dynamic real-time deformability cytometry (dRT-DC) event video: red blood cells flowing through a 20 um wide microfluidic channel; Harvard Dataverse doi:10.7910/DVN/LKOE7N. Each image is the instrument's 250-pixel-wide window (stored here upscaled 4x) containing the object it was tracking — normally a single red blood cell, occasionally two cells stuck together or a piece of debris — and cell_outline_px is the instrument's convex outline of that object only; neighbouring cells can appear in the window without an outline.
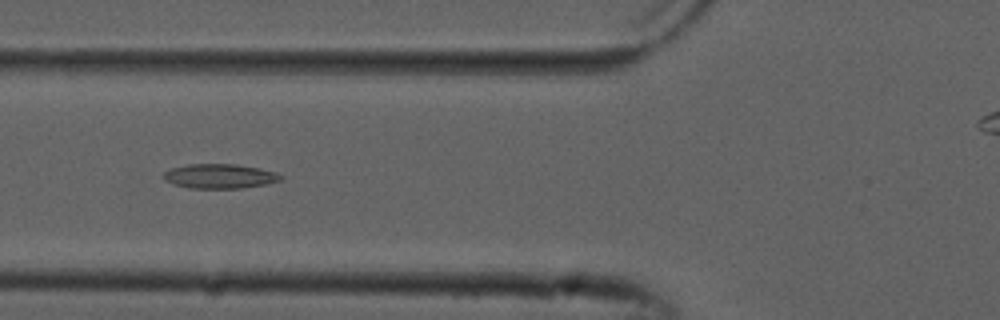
{"species": "common noctule bat (a hibernating species)", "species_latin": "Nyctalus noctula", "temperature_condition": "cold", "stored_images_in_passage": 46, "camera_frame_rate_fps": 3000, "um_per_image_px": 0.085, "animal": {"sex": "male", "forearm_length_mm": 52.5}, "frame": {"image": 1, "passage_image": 18, "time_ms": 5.667, "image_size_px": [1000, 320], "cell_outline_px": [[284, 176], [280, 180], [264, 184], [240, 188], [188, 188], [172, 184], [164, 180], [164, 172], [172, 168], [188, 164], [236, 164], [260, 168], [276, 172]], "centroid_in_image_um": [18.66, 14.97], "position_along_channel_um": 107.1, "area_um2": 16.7}}
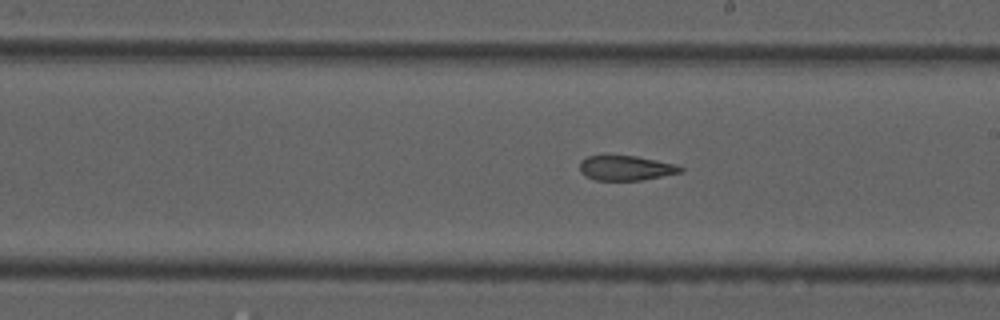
{"frame": {"image": 2, "passage_image": 28, "time_ms": 9.0, "image_size_px": [1000, 320], "cell_outline_px": [[684, 172], [640, 180], [596, 180], [584, 176], [580, 172], [580, 160], [588, 156], [636, 156], [676, 164], [684, 168]], "centroid_in_image_um": [53.2, 14.28], "position_along_channel_um": 235.8, "area_um2": 14.57}}
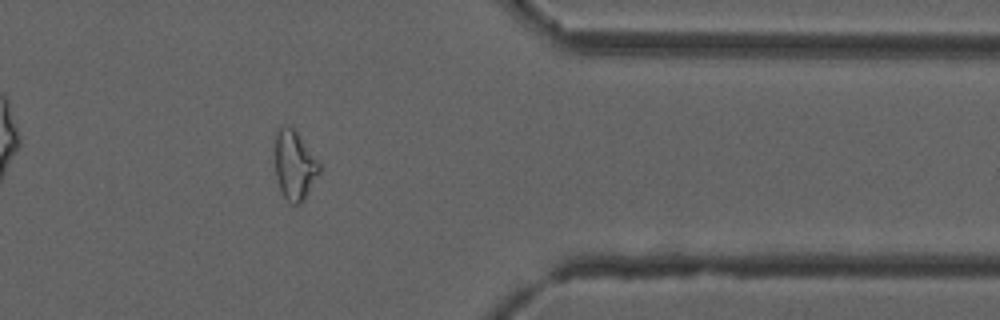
{"frame": {"image": 3, "passage_image": 41, "time_ms": 13.333, "image_size_px": [1000, 320], "cell_outline_px": [[320, 172], [304, 200], [300, 204], [292, 204], [284, 196], [276, 180], [276, 132], [284, 124], [288, 124], [296, 132], [320, 164]], "centroid_in_image_um": [25.03, 14.07], "position_along_channel_um": 386.4, "area_um2": 17.51}, "authors_computed_cell_mechanics": {"area_um2": 17.051, "velocity_mm_per_s": 3.8571, "shape_relaxation_time_tau1_ms": null, "shape_relaxation_time_tau2_ms": 5.7111, "deformation_change_tau1": null, "deformation_change_tau2": 0.1452}}